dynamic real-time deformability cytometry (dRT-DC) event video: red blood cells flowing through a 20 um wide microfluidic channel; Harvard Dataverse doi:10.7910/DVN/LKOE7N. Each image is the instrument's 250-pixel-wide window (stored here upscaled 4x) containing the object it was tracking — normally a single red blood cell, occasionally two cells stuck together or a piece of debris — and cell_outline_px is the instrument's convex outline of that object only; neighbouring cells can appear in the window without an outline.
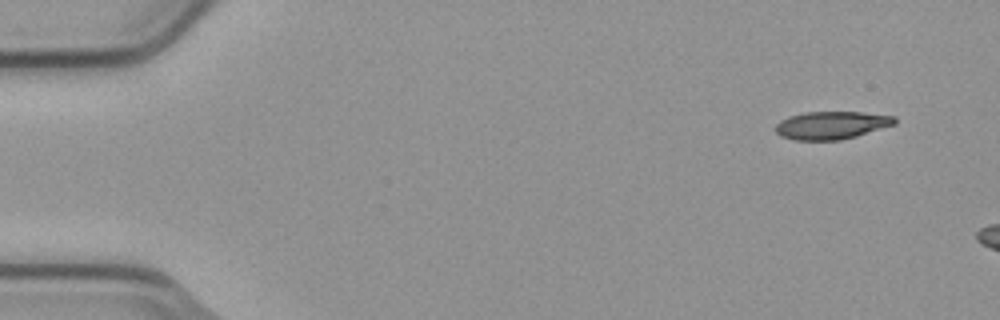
{"species": "common noctule bat (a hibernating species)", "species_latin": "Nyctalus noctula", "temperature_condition": "cold", "stored_images_in_passage": 2, "camera_frame_rate_fps": 3000, "um_per_image_px": 0.085, "animal": {"sex": "male", "body_mass_g": 23.1, "forearm_length_mm": 52.7}, "frame": {"image": 1, "passage_image": 1, "time_ms": 0.0, "image_size_px": [1000, 320], "cell_outline_px": [[896, 124], [856, 136], [840, 140], [792, 140], [780, 136], [776, 132], [776, 124], [780, 120], [788, 116], [804, 112], [860, 112], [896, 116]], "centroid_in_image_um": [70.66, 10.64], "position_along_channel_um": 14.3, "area_um2": 19.42}}